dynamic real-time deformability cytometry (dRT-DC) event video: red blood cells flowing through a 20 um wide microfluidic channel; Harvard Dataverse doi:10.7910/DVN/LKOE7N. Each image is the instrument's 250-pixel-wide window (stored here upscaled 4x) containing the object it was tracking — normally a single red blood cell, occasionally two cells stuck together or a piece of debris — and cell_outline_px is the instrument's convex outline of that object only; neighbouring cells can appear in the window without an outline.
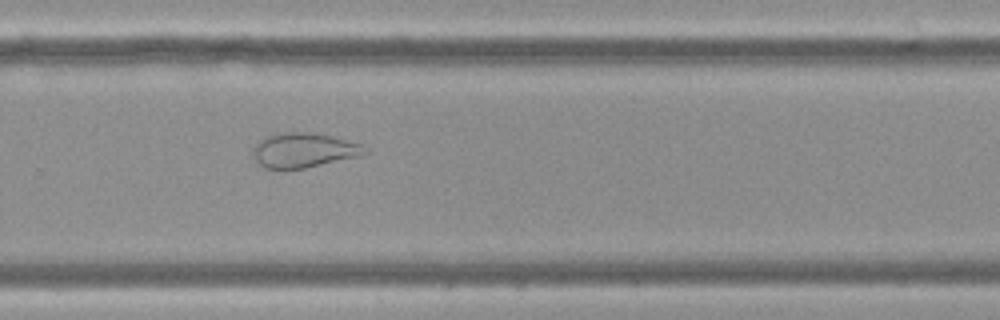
{"species": "Egyptian fruit bat (a non-hibernating species)", "species_latin": "Rousettus aegyptiacus", "temperature_condition": "cold", "stored_images_in_passage": 53, "camera_frame_rate_fps": 3000, "um_per_image_px": 0.085, "frame": {"image": 1, "passage_image": 39, "time_ms": 12.667, "image_size_px": [1000, 320], "cell_outline_px": [[368, 152], [360, 156], [304, 168], [264, 168], [256, 164], [252, 148], [264, 136], [284, 132], [308, 132], [328, 136], [360, 144], [368, 148]], "centroid_in_image_um": [25.77, 12.77], "position_along_channel_um": 304.0, "area_um2": 22.37}}
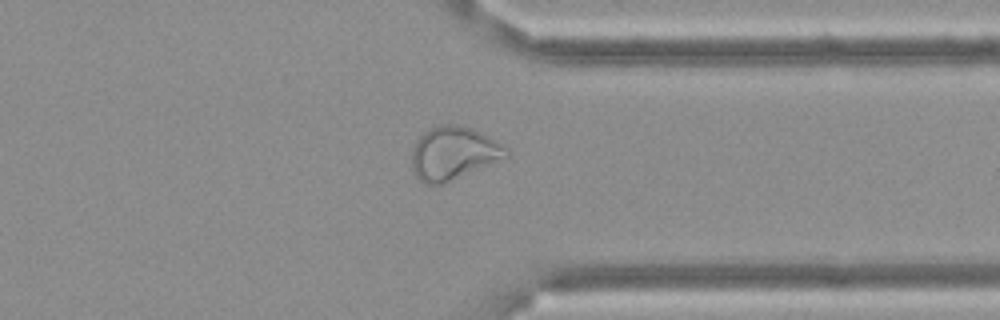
{"frame": {"image": 2, "passage_image": 45, "time_ms": 14.667, "image_size_px": [1000, 320], "cell_outline_px": [[508, 156], [440, 184], [424, 184], [416, 176], [412, 168], [412, 152], [416, 140], [424, 132], [440, 124], [456, 124], [472, 128], [496, 140], [508, 148]], "centroid_in_image_um": [38.51, 12.99], "position_along_channel_um": 372.9, "area_um2": 28.67}}
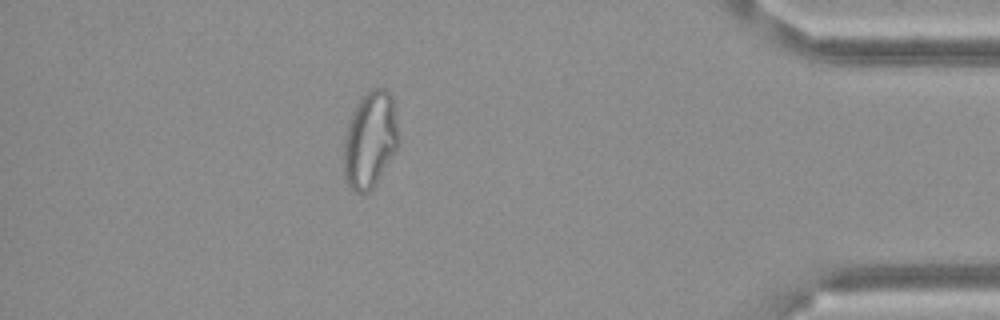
{"frame": {"image": 3, "passage_image": 51, "time_ms": 16.667, "image_size_px": [1000, 320], "cell_outline_px": [[400, 140], [396, 148], [376, 184], [368, 192], [356, 192], [344, 180], [344, 136], [352, 112], [360, 96], [372, 88], [384, 88], [392, 96], [396, 112], [400, 136]], "centroid_in_image_um": [31.46, 11.84], "position_along_channel_um": 403.7, "area_um2": 31.1}}